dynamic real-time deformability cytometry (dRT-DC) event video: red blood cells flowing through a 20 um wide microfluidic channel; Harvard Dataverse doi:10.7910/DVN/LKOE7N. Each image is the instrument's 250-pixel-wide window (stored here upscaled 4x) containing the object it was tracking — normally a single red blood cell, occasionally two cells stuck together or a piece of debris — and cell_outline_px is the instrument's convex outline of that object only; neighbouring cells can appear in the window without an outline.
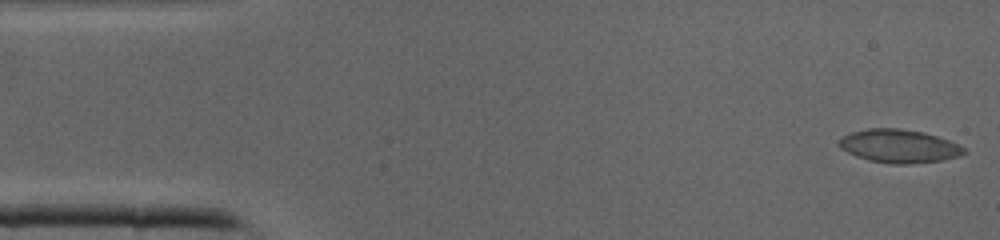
{"species": "common noctule bat (a hibernating species)", "species_latin": "Nyctalus noctula", "temperature_condition": "cold", "stored_images_in_passage": 41, "camera_frame_rate_fps": 3000, "um_per_image_px": 0.085, "animal": {"sex": "male", "body_mass_g": 19.0, "forearm_length_mm": 50.8}, "frame": {"image": 1, "passage_image": 1, "time_ms": 0.0, "image_size_px": [1000, 240], "cell_outline_px": [[968, 152], [956, 156], [940, 160], [908, 164], [892, 164], [868, 160], [856, 156], [840, 148], [840, 140], [844, 136], [852, 132], [868, 128], [900, 128], [924, 132], [948, 140], [964, 148]], "centroid_in_image_um": [76.4, 12.41], "position_along_channel_um": 8.6, "area_um2": 23.93}}
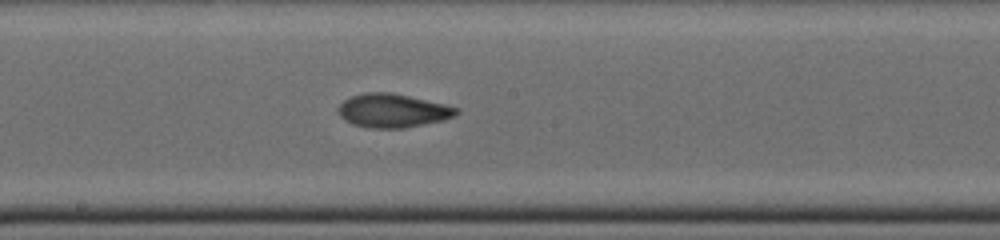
{"frame": {"image": 2, "passage_image": 21, "time_ms": 6.667, "image_size_px": [1000, 240], "cell_outline_px": [[460, 112], [456, 116], [444, 120], [404, 128], [372, 128], [352, 124], [344, 120], [340, 116], [336, 108], [344, 100], [352, 96], [368, 92], [392, 92], [444, 104], [460, 108]], "centroid_in_image_um": [33.39, 9.4], "position_along_channel_um": 214.8, "area_um2": 23.29}}
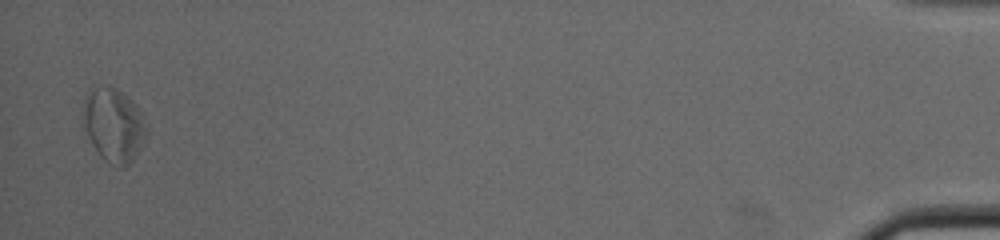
{"frame": {"image": 3, "passage_image": 40, "time_ms": 13.0, "image_size_px": [1000, 240], "cell_outline_px": [[148, 136], [136, 156], [128, 164], [112, 164], [104, 160], [100, 156], [88, 136], [84, 120], [84, 104], [92, 84], [108, 84], [116, 88], [132, 100], [148, 124]], "centroid_in_image_um": [9.7, 10.57], "position_along_channel_um": 425.5, "area_um2": 27.22}}